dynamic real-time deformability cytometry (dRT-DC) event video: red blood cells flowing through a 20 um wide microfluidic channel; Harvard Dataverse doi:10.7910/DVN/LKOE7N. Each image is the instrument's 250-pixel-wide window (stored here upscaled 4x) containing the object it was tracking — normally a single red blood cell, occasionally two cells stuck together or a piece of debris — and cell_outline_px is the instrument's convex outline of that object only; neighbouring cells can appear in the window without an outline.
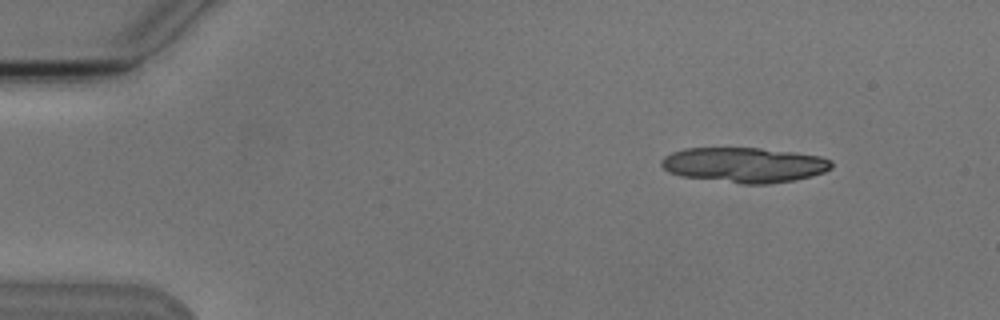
{"species": "Egyptian fruit bat (a non-hibernating species)", "species_latin": "Rousettus aegyptiacus", "temperature_condition": "cold", "stored_images_in_passage": 5, "camera_frame_rate_fps": 3000, "um_per_image_px": 0.085, "animal": {"sex": "male"}, "frame": {"image": 1, "passage_image": 2, "time_ms": 1.0, "image_size_px": [1000, 320], "cell_outline_px": [[832, 168], [824, 172], [812, 176], [796, 180], [768, 184], [740, 184], [684, 176], [668, 172], [660, 164], [660, 160], [664, 156], [672, 152], [684, 148], [760, 148], [792, 152], [820, 156], [832, 160]], "centroid_in_image_um": [63.27, 14.02], "position_along_channel_um": 21.7, "area_um2": 34.91}}